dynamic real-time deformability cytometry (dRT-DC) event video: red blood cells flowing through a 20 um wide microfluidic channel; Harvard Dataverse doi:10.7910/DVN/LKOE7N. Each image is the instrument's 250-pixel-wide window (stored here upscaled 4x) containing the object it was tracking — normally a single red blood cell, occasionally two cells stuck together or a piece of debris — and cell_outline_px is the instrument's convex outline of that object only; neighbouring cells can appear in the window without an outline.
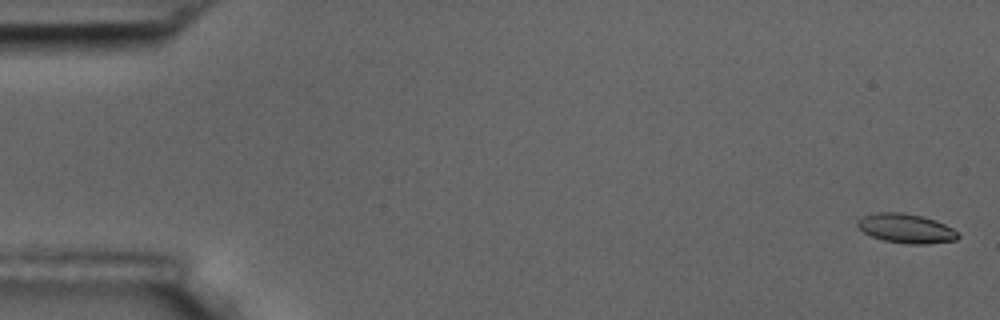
{"species": "common noctule bat (a hibernating species)", "species_latin": "Nyctalus noctula", "temperature_condition": "room temperature", "stored_images_in_passage": 9, "camera_frame_rate_fps": 3000, "um_per_image_px": 0.085, "animal": {"sex": "male", "body_mass_g": 17.5, "forearm_length_mm": 52.3}, "frame": {"image": 1, "passage_image": 1, "time_ms": 0.0, "image_size_px": [1000, 320], "cell_outline_px": [[960, 236], [956, 240], [928, 244], [908, 244], [884, 240], [872, 236], [864, 232], [856, 224], [856, 220], [864, 216], [876, 212], [904, 212], [920, 216], [944, 224], [960, 232]], "centroid_in_image_um": [77.02, 19.42], "position_along_channel_um": 8.0, "area_um2": 17.11}}
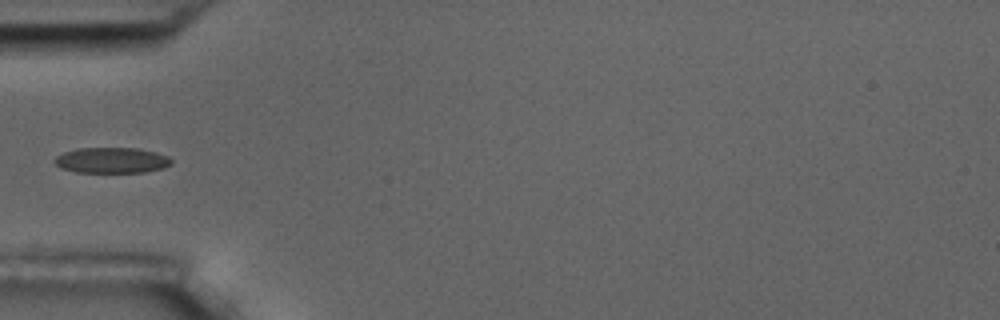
{"frame": {"image": 2, "passage_image": 6, "time_ms": 6.0, "image_size_px": [1000, 320], "cell_outline_px": [[172, 164], [164, 168], [144, 172], [76, 172], [60, 168], [52, 160], [56, 156], [64, 152], [80, 148], [140, 148], [156, 152], [168, 156], [172, 160]], "centroid_in_image_um": [9.51, 13.62], "position_along_channel_um": 75.5, "area_um2": 17.57}}
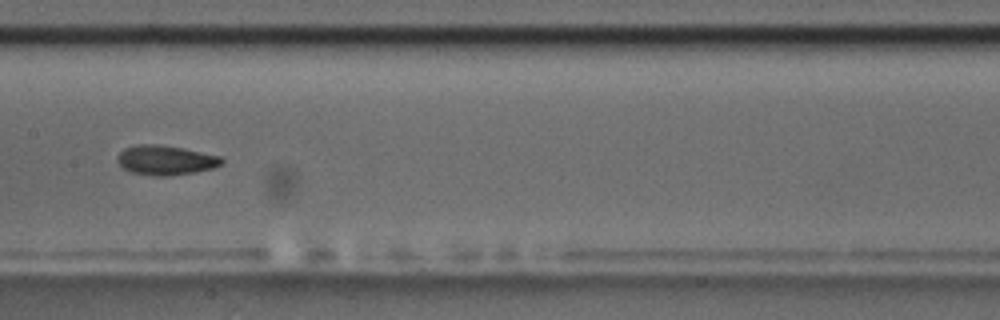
{"frame": {"image": 3, "passage_image": 9, "time_ms": 9.333, "image_size_px": [1000, 320], "cell_outline_px": [[224, 160], [220, 164], [212, 168], [196, 172], [168, 176], [156, 176], [132, 172], [124, 168], [116, 160], [116, 156], [124, 148], [136, 144], [160, 144], [184, 148], [220, 156]], "centroid_in_image_um": [14.05, 13.6], "position_along_channel_um": 193.3, "area_um2": 18.03}}